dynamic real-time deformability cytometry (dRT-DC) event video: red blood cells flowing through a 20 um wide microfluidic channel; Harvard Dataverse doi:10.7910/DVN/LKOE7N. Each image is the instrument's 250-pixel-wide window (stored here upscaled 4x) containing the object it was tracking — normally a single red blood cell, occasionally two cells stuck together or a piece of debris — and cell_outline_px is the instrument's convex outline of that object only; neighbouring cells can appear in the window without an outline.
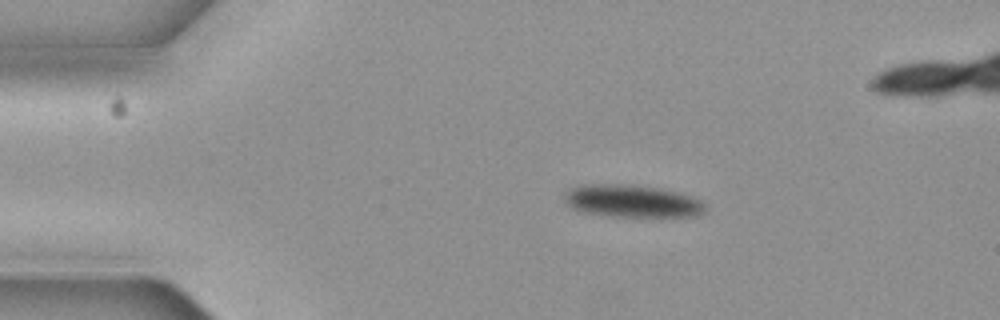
{"species": "common noctule bat (a hibernating species)", "species_latin": "Nyctalus noctula", "temperature_condition": "cold", "stored_images_in_passage": 9, "camera_frame_rate_fps": 3000, "um_per_image_px": 0.085, "animal": {"sex": "female", "body_mass_g": 19.3, "forearm_length_mm": 54.1}, "frame": {"image": 1, "passage_image": 2, "time_ms": 0.333, "image_size_px": [1000, 320], "cell_outline_px": [[704, 212], [696, 216], [612, 216], [580, 212], [572, 208], [564, 200], [564, 192], [568, 188], [580, 184], [620, 184], [660, 188], [692, 196], [700, 200], [704, 204]], "centroid_in_image_um": [53.65, 17.08], "position_along_channel_um": 31.3, "area_um2": 26.65}}
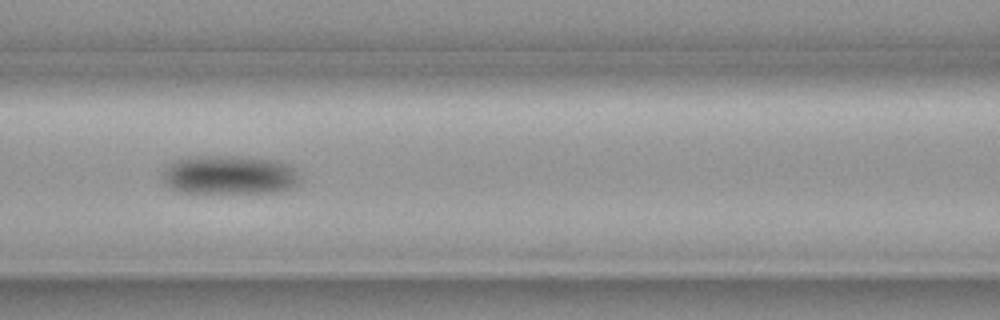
{"frame": {"image": 2, "passage_image": 6, "time_ms": 1.667, "image_size_px": [1000, 320], "cell_outline_px": [[300, 180], [292, 188], [280, 192], [180, 192], [164, 184], [160, 172], [172, 160], [188, 156], [232, 156], [280, 160], [292, 164], [300, 172]], "centroid_in_image_um": [19.51, 14.85], "position_along_channel_um": 147.1, "area_um2": 31.91}}
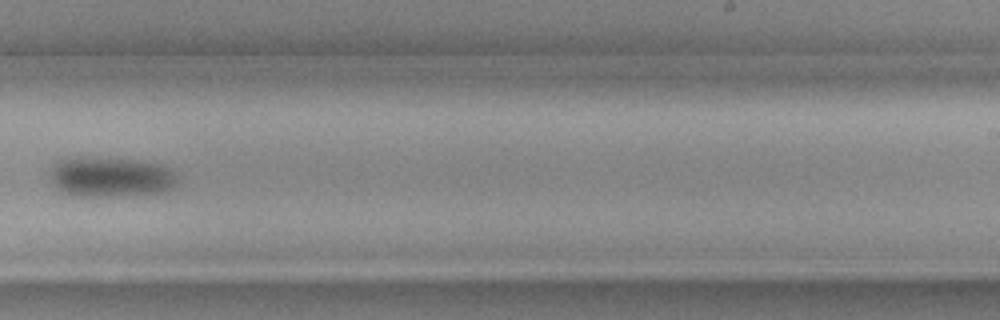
{"frame": {"image": 3, "passage_image": 9, "time_ms": 2.667, "image_size_px": [1000, 320], "cell_outline_px": [[180, 184], [172, 188], [160, 192], [120, 196], [72, 196], [60, 192], [56, 188], [48, 168], [52, 164], [60, 160], [76, 156], [136, 160], [156, 164], [168, 168], [176, 176]], "centroid_in_image_um": [9.35, 15.04], "position_along_channel_um": 279.6, "area_um2": 30.0}}